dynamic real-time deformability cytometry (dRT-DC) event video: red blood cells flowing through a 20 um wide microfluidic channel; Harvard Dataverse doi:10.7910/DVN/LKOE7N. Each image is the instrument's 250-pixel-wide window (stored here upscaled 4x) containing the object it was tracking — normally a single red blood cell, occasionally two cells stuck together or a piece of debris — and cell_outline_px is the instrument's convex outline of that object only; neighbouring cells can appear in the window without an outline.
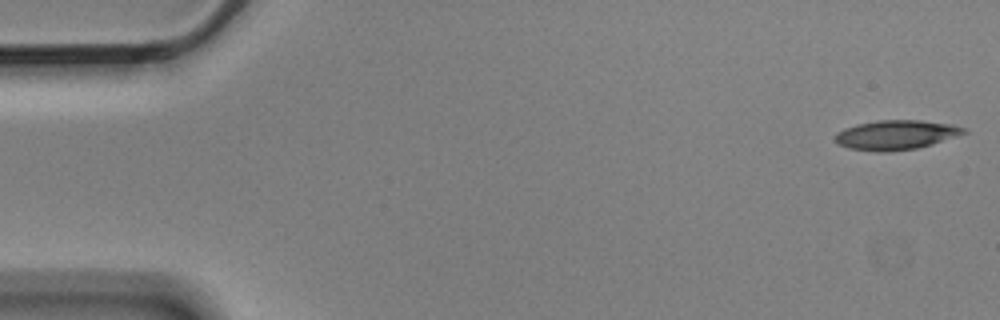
{"species": "Egyptian fruit bat (a non-hibernating species)", "species_latin": "Rousettus aegyptiacus", "temperature_condition": "cold", "stored_images_in_passage": 6, "segment_of_instrument_passage": [1, 2], "camera_frame_rate_fps": 3000, "um_per_image_px": 0.085, "animal": {"sex": "male"}, "frame": {"image": 1, "passage_image": 1, "time_ms": 0.0, "image_size_px": [1000, 320], "cell_outline_px": [[968, 132], [932, 144], [916, 148], [888, 152], [876, 152], [848, 148], [836, 144], [836, 132], [844, 128], [856, 124], [876, 120], [920, 120], [952, 124], [964, 128]], "centroid_in_image_um": [76.12, 11.46], "position_along_channel_um": 8.9, "area_um2": 22.2}}
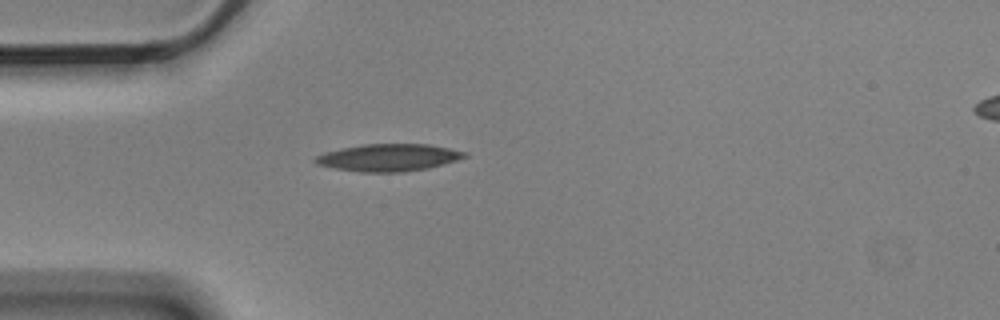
{"frame": {"image": 2, "passage_image": 5, "time_ms": 1.333, "image_size_px": [1000, 320], "cell_outline_px": [[468, 156], [444, 164], [428, 168], [404, 172], [360, 172], [336, 168], [316, 164], [312, 160], [316, 156], [324, 152], [364, 144], [428, 144], [468, 152]], "centroid_in_image_um": [33.04, 13.39], "position_along_channel_um": 52.0, "area_um2": 23.64}}